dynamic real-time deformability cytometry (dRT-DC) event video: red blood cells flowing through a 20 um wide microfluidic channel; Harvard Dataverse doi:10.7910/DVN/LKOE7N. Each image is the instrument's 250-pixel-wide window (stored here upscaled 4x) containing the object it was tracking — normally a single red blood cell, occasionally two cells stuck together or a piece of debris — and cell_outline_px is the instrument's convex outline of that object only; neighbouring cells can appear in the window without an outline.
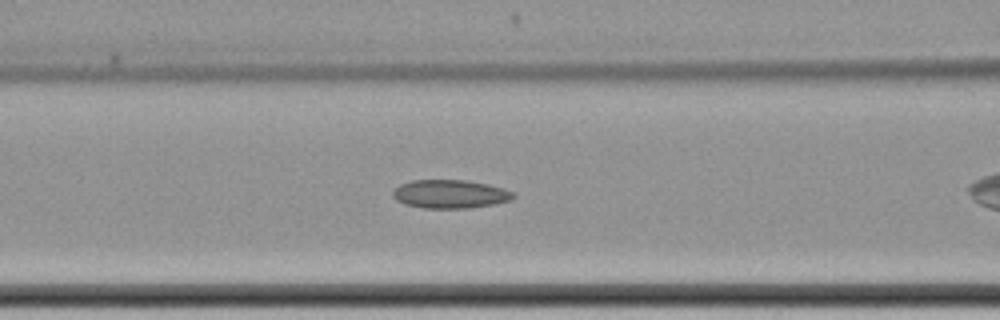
{"species": "common noctule bat (a hibernating species)", "species_latin": "Nyctalus noctula", "temperature_condition": "cold", "stored_images_in_passage": 32, "camera_frame_rate_fps": 3000, "um_per_image_px": 0.085, "animal": {"sex": "female", "body_mass_g": 22.7, "forearm_length_mm": 54.2}, "frame": {"image": 1, "passage_image": 9, "time_ms": 2.667, "image_size_px": [1000, 320], "cell_outline_px": [[516, 196], [512, 200], [496, 204], [468, 208], [424, 208], [404, 204], [396, 200], [392, 196], [392, 192], [400, 184], [412, 180], [464, 180], [488, 184], [504, 188], [512, 192]], "centroid_in_image_um": [38.27, 16.5], "position_along_channel_um": 128.3, "area_um2": 20.11}}
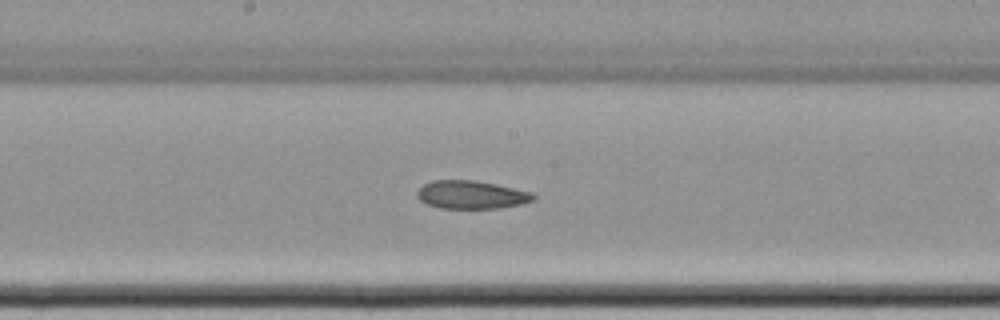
{"frame": {"image": 2, "passage_image": 16, "time_ms": 5.0, "image_size_px": [1000, 320], "cell_outline_px": [[536, 200], [524, 204], [500, 208], [440, 208], [428, 204], [420, 200], [416, 196], [416, 192], [424, 184], [432, 180], [476, 180], [496, 184], [532, 192], [536, 196]], "centroid_in_image_um": [40.1, 16.55], "position_along_channel_um": 208.1, "area_um2": 19.25}}
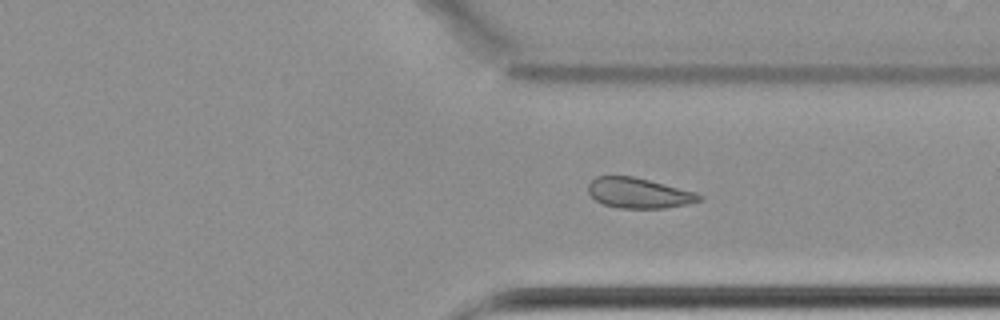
{"frame": {"image": 3, "passage_image": 29, "time_ms": 9.333, "image_size_px": [1000, 320], "cell_outline_px": [[704, 200], [688, 204], [664, 208], [620, 208], [604, 204], [596, 200], [588, 192], [588, 184], [596, 176], [632, 176], [696, 192], [704, 196]], "centroid_in_image_um": [54.33, 16.41], "position_along_channel_um": 357.1, "area_um2": 19.54}}